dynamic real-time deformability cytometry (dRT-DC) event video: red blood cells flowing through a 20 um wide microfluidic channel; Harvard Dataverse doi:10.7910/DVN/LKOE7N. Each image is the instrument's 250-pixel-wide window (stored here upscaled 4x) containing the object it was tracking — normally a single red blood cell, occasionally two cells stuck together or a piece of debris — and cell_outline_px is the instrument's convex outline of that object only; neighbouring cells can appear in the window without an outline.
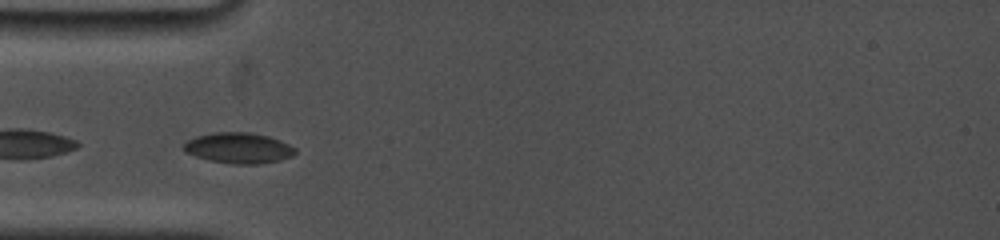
{"species": "common noctule bat (a hibernating species)", "species_latin": "Nyctalus noctula", "temperature_condition": "cold", "stored_images_in_passage": 46, "camera_frame_rate_fps": 5000, "um_per_image_px": 0.085, "animal": {"sex": "female", "body_mass_g": 19.0, "forearm_length_mm": 53.3}, "frame": {"image": 1, "passage_image": 2, "time_ms": 0.2, "image_size_px": [1000, 240], "cell_outline_px": [[296, 152], [292, 156], [280, 160], [256, 164], [232, 164], [208, 160], [184, 152], [184, 144], [188, 140], [196, 136], [212, 132], [248, 132], [268, 136], [280, 140], [296, 148]], "centroid_in_image_um": [20.27, 12.58], "position_along_channel_um": 64.7, "area_um2": 19.94}}
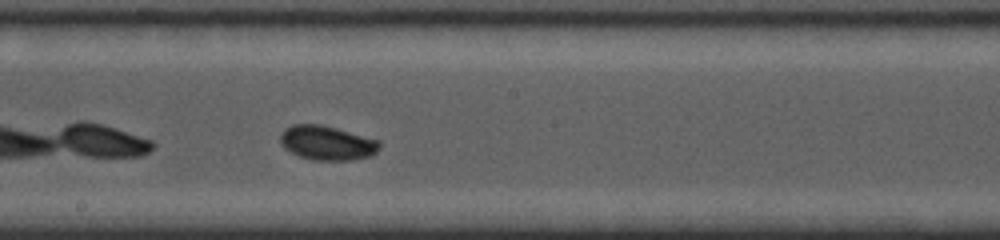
{"frame": {"image": 2, "passage_image": 22, "time_ms": 4.4, "image_size_px": [1000, 240], "cell_outline_px": [[380, 148], [372, 156], [352, 160], [312, 160], [300, 156], [284, 148], [280, 144], [280, 132], [284, 128], [292, 124], [320, 124], [336, 128], [380, 140]], "centroid_in_image_um": [27.79, 12.14], "position_along_channel_um": 220.4, "area_um2": 20.06}}
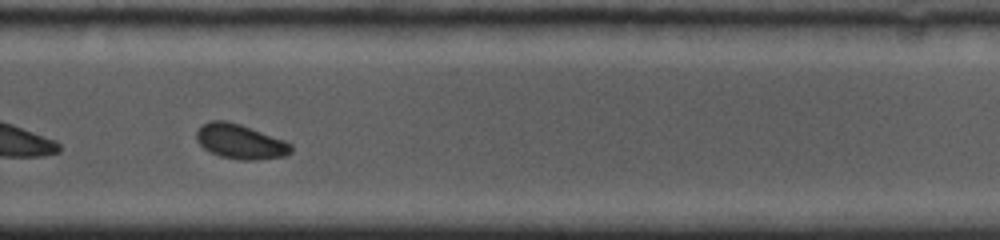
{"frame": {"image": 3, "passage_image": 33, "time_ms": 6.8, "image_size_px": [1000, 240], "cell_outline_px": [[292, 152], [284, 156], [256, 160], [240, 160], [220, 156], [204, 148], [196, 140], [196, 132], [204, 124], [212, 120], [224, 120], [240, 124], [288, 140], [292, 144]], "centroid_in_image_um": [20.48, 12.03], "position_along_channel_um": 309.3, "area_um2": 19.25}, "authors_computed_cell_mechanics": {"area_um2": 19.2763, "velocity_mm_per_s": 3.717, "shape_relaxation_time_tau1_ms": 2.7764, "shape_relaxation_time_tau2_ms": null, "deformation_change_tau1": 0.0825, "deformation_change_tau2": null}}